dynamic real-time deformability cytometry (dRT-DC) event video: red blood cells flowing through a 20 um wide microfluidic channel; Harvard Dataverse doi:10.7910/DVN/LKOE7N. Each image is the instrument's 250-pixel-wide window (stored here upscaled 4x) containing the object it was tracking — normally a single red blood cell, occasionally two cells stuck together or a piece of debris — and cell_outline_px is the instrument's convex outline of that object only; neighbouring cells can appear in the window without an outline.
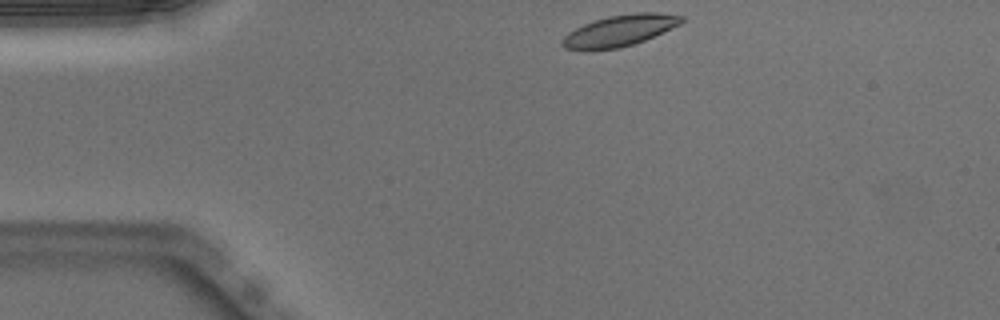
{"species": "Egyptian fruit bat (a non-hibernating species)", "species_latin": "Rousettus aegyptiacus", "temperature_condition": "warm", "stored_images_in_passage": 42, "camera_frame_rate_fps": 3000, "um_per_image_px": 0.085, "animal": {"sex": "male"}, "frame": {"image": 1, "passage_image": 1, "time_ms": 0.0, "image_size_px": [1000, 320], "cell_outline_px": [[684, 20], [680, 24], [644, 40], [620, 48], [588, 52], [564, 48], [560, 44], [560, 40], [568, 32], [584, 24], [608, 16], [636, 12], [660, 12], [684, 16]], "centroid_in_image_um": [52.61, 2.62], "position_along_channel_um": 32.4, "area_um2": 22.02}}
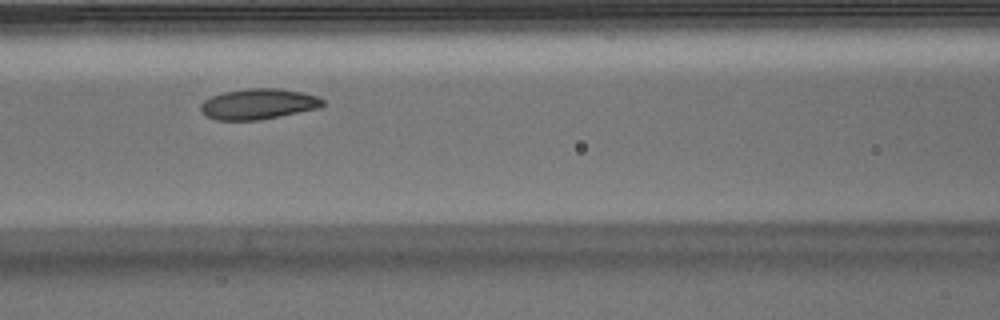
{"frame": {"image": 2, "passage_image": 13, "time_ms": 4.0, "image_size_px": [1000, 320], "cell_outline_px": [[324, 104], [320, 108], [260, 120], [216, 120], [204, 116], [200, 112], [200, 104], [204, 100], [212, 96], [224, 92], [248, 88], [280, 88], [304, 92], [316, 96], [324, 100]], "centroid_in_image_um": [21.94, 8.84], "position_along_channel_um": 144.7, "area_um2": 22.02}}
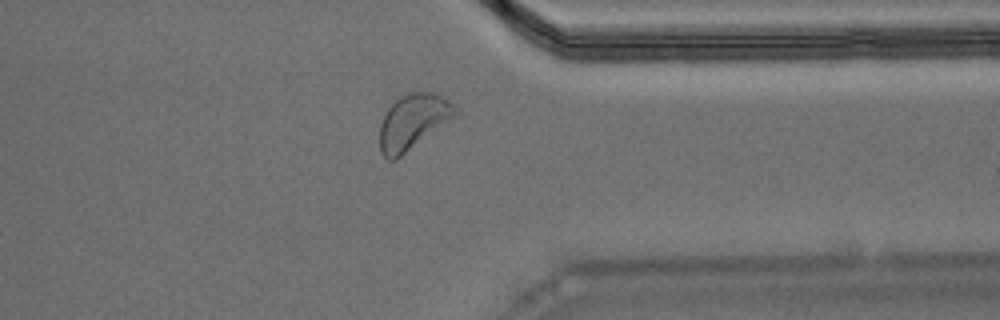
{"frame": {"image": 3, "passage_image": 31, "time_ms": 10.0, "image_size_px": [1000, 320], "cell_outline_px": [[460, 116], [396, 160], [388, 160], [380, 152], [380, 124], [388, 108], [400, 96], [412, 92], [436, 92], [456, 104], [460, 108]], "centroid_in_image_um": [35.21, 10.35], "position_along_channel_um": 376.2, "area_um2": 25.2}, "authors_computed_cell_mechanics": {"area_um2": 22.1663, "velocity_mm_per_s": 3.9406, "shape_relaxation_time_tau1_ms": 2.0765, "shape_relaxation_time_tau2_ms": 5.4067, "deformation_change_tau1": 0.0868, "deformation_change_tau2": 0.1208}}